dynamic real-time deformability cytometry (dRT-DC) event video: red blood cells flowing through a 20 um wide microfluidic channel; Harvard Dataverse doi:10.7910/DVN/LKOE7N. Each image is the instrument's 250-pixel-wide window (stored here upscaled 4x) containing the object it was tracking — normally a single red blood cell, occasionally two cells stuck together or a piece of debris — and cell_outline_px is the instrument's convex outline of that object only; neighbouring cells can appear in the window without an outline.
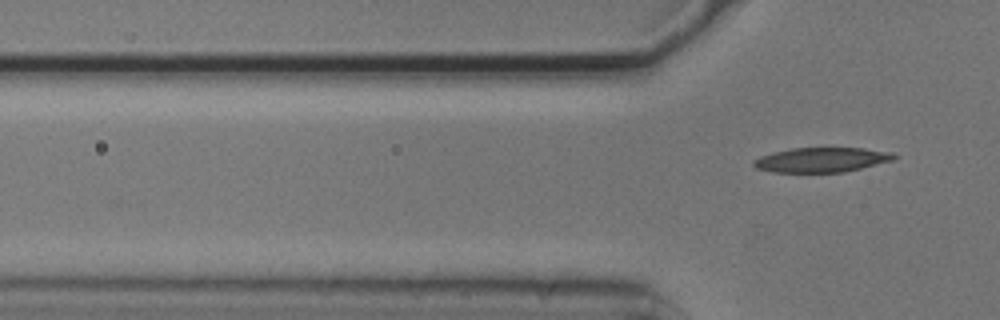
{"species": "common noctule bat (a hibernating species)", "species_latin": "Nyctalus noctula", "temperature_condition": "cold", "stored_images_in_passage": 3, "camera_frame_rate_fps": 3000, "um_per_image_px": 0.085, "animal": {"sex": "male", "body_mass_g": 20.5, "forearm_length_mm": 52.5}, "frame": {"image": 1, "passage_image": 3, "time_ms": 0.667, "image_size_px": [1000, 320], "cell_outline_px": [[896, 156], [892, 160], [844, 172], [772, 172], [756, 168], [752, 164], [752, 160], [760, 156], [792, 148], [864, 148], [892, 152]], "centroid_in_image_um": [69.8, 13.58], "position_along_channel_um": 56.0, "area_um2": 20.0}}